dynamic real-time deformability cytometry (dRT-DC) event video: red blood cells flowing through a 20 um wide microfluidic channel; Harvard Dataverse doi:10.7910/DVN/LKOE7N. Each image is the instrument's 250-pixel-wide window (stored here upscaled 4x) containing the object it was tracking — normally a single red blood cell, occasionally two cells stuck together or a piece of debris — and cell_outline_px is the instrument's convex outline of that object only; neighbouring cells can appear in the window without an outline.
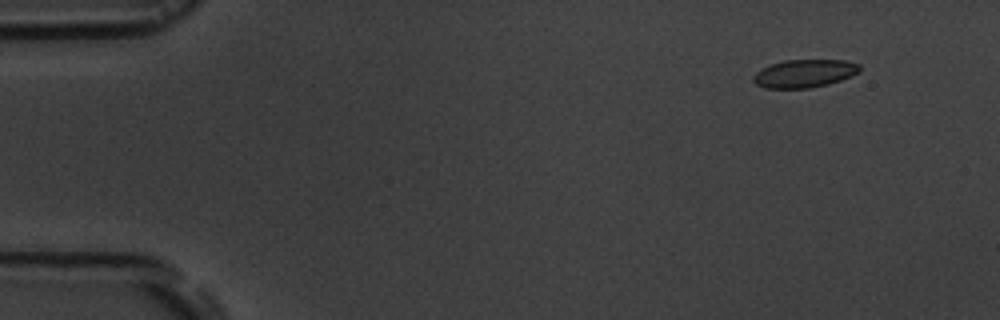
{"species": "common noctule bat (a hibernating species)", "species_latin": "Nyctalus noctula", "temperature_condition": "room temperature", "stored_images_in_passage": 5, "camera_frame_rate_fps": 3000, "um_per_image_px": 0.085, "animal": {"sex": "male", "body_mass_g": 19.5, "forearm_length_mm": 54.6}, "frame": {"image": 1, "passage_image": 1, "time_ms": 0.0, "image_size_px": [1000, 320], "cell_outline_px": [[860, 72], [840, 80], [828, 84], [812, 88], [764, 88], [756, 84], [752, 80], [752, 76], [756, 72], [772, 64], [784, 60], [844, 60], [860, 64]], "centroid_in_image_um": [68.38, 6.25], "position_along_channel_um": 16.6, "area_um2": 17.34}}
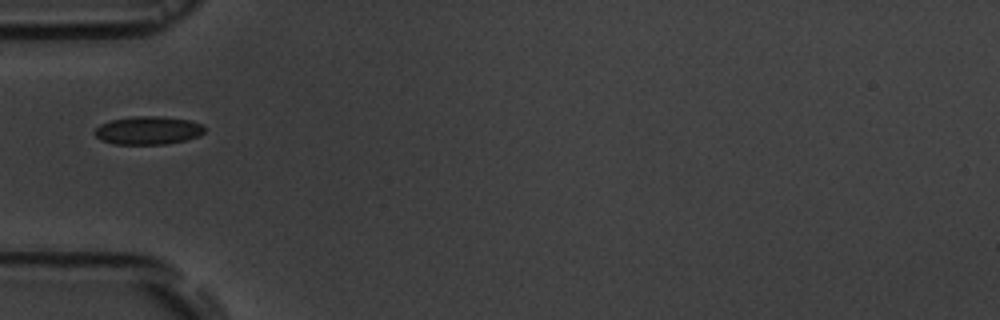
{"frame": {"image": 2, "passage_image": 4, "time_ms": 4.333, "image_size_px": [1000, 320], "cell_outline_px": [[204, 132], [200, 136], [188, 140], [164, 144], [116, 144], [100, 140], [92, 132], [100, 124], [112, 120], [132, 116], [160, 116], [192, 120], [204, 124]], "centroid_in_image_um": [12.62, 11.08], "position_along_channel_um": 72.4, "area_um2": 18.32}}
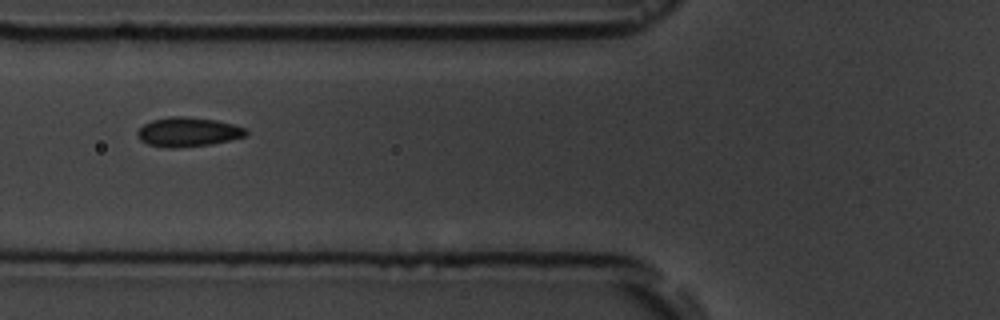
{"frame": {"image": 3, "passage_image": 5, "time_ms": 5.333, "image_size_px": [1000, 320], "cell_outline_px": [[248, 136], [232, 140], [212, 144], [176, 148], [164, 148], [148, 144], [140, 140], [136, 136], [136, 132], [144, 124], [152, 120], [168, 116], [184, 116], [216, 120], [248, 128]], "centroid_in_image_um": [16.0, 11.22], "position_along_channel_um": 109.8, "area_um2": 18.9}}